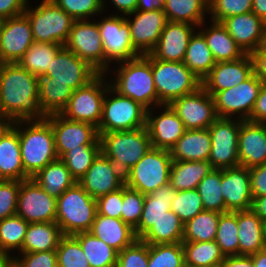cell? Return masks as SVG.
Segmentation results:
<instances>
[{
	"instance_id": "6da1fadb",
	"label": "cell",
	"mask_w": 266,
	"mask_h": 267,
	"mask_svg": "<svg viewBox=\"0 0 266 267\" xmlns=\"http://www.w3.org/2000/svg\"><path fill=\"white\" fill-rule=\"evenodd\" d=\"M39 78L18 63H3L0 70V102L12 122L39 118Z\"/></svg>"
},
{
	"instance_id": "7a4b0ae2",
	"label": "cell",
	"mask_w": 266,
	"mask_h": 267,
	"mask_svg": "<svg viewBox=\"0 0 266 267\" xmlns=\"http://www.w3.org/2000/svg\"><path fill=\"white\" fill-rule=\"evenodd\" d=\"M117 63V70L109 69L111 74H116L114 78H109L111 87L120 95L140 103L147 110L153 106L159 108L152 74V56L140 55Z\"/></svg>"
},
{
	"instance_id": "3957f363",
	"label": "cell",
	"mask_w": 266,
	"mask_h": 267,
	"mask_svg": "<svg viewBox=\"0 0 266 267\" xmlns=\"http://www.w3.org/2000/svg\"><path fill=\"white\" fill-rule=\"evenodd\" d=\"M17 132L24 173L28 178H33L47 164L59 158L51 123L45 117L17 121Z\"/></svg>"
},
{
	"instance_id": "277c9868",
	"label": "cell",
	"mask_w": 266,
	"mask_h": 267,
	"mask_svg": "<svg viewBox=\"0 0 266 267\" xmlns=\"http://www.w3.org/2000/svg\"><path fill=\"white\" fill-rule=\"evenodd\" d=\"M101 153L125 175L152 149L147 127L99 133Z\"/></svg>"
},
{
	"instance_id": "5b68a950",
	"label": "cell",
	"mask_w": 266,
	"mask_h": 267,
	"mask_svg": "<svg viewBox=\"0 0 266 267\" xmlns=\"http://www.w3.org/2000/svg\"><path fill=\"white\" fill-rule=\"evenodd\" d=\"M97 202L76 183L57 198L56 220L63 235L90 231Z\"/></svg>"
},
{
	"instance_id": "8992f818",
	"label": "cell",
	"mask_w": 266,
	"mask_h": 267,
	"mask_svg": "<svg viewBox=\"0 0 266 267\" xmlns=\"http://www.w3.org/2000/svg\"><path fill=\"white\" fill-rule=\"evenodd\" d=\"M152 74L158 96V106L197 91L199 79L184 62L158 60L152 57Z\"/></svg>"
},
{
	"instance_id": "52a82bcc",
	"label": "cell",
	"mask_w": 266,
	"mask_h": 267,
	"mask_svg": "<svg viewBox=\"0 0 266 267\" xmlns=\"http://www.w3.org/2000/svg\"><path fill=\"white\" fill-rule=\"evenodd\" d=\"M114 95V96H113ZM147 109L131 98L120 95L111 86L102 107L98 133L130 131L146 127Z\"/></svg>"
},
{
	"instance_id": "ba28073f",
	"label": "cell",
	"mask_w": 266,
	"mask_h": 267,
	"mask_svg": "<svg viewBox=\"0 0 266 267\" xmlns=\"http://www.w3.org/2000/svg\"><path fill=\"white\" fill-rule=\"evenodd\" d=\"M39 6L29 7L24 14L29 19L35 42L58 43L64 45L74 19L51 0H41Z\"/></svg>"
},
{
	"instance_id": "9c48e42d",
	"label": "cell",
	"mask_w": 266,
	"mask_h": 267,
	"mask_svg": "<svg viewBox=\"0 0 266 267\" xmlns=\"http://www.w3.org/2000/svg\"><path fill=\"white\" fill-rule=\"evenodd\" d=\"M172 158L168 150L152 148L125 174V185L143 195L169 183Z\"/></svg>"
},
{
	"instance_id": "30bf717a",
	"label": "cell",
	"mask_w": 266,
	"mask_h": 267,
	"mask_svg": "<svg viewBox=\"0 0 266 267\" xmlns=\"http://www.w3.org/2000/svg\"><path fill=\"white\" fill-rule=\"evenodd\" d=\"M107 74H98L87 85L73 91L66 107L60 113L62 116L85 122L99 127L102 115L103 100L107 89L111 86L107 82ZM104 77V78H103Z\"/></svg>"
},
{
	"instance_id": "8fae6325",
	"label": "cell",
	"mask_w": 266,
	"mask_h": 267,
	"mask_svg": "<svg viewBox=\"0 0 266 267\" xmlns=\"http://www.w3.org/2000/svg\"><path fill=\"white\" fill-rule=\"evenodd\" d=\"M97 24L105 52V74L109 75V65L113 62L131 60L140 56L132 45L130 27L125 16L119 13L109 17L104 16L97 21Z\"/></svg>"
},
{
	"instance_id": "7c38bea8",
	"label": "cell",
	"mask_w": 266,
	"mask_h": 267,
	"mask_svg": "<svg viewBox=\"0 0 266 267\" xmlns=\"http://www.w3.org/2000/svg\"><path fill=\"white\" fill-rule=\"evenodd\" d=\"M245 120L217 118L208 128L211 136L209 163L213 169L239 166L238 139L241 124Z\"/></svg>"
},
{
	"instance_id": "4fadbf2b",
	"label": "cell",
	"mask_w": 266,
	"mask_h": 267,
	"mask_svg": "<svg viewBox=\"0 0 266 267\" xmlns=\"http://www.w3.org/2000/svg\"><path fill=\"white\" fill-rule=\"evenodd\" d=\"M75 20L63 45L86 61L99 74H105V52L96 20Z\"/></svg>"
},
{
	"instance_id": "5bb4252c",
	"label": "cell",
	"mask_w": 266,
	"mask_h": 267,
	"mask_svg": "<svg viewBox=\"0 0 266 267\" xmlns=\"http://www.w3.org/2000/svg\"><path fill=\"white\" fill-rule=\"evenodd\" d=\"M262 83L253 74L237 86L216 92L212 97L218 117L236 118L238 116V119L247 120L253 110Z\"/></svg>"
},
{
	"instance_id": "9a60e30c",
	"label": "cell",
	"mask_w": 266,
	"mask_h": 267,
	"mask_svg": "<svg viewBox=\"0 0 266 267\" xmlns=\"http://www.w3.org/2000/svg\"><path fill=\"white\" fill-rule=\"evenodd\" d=\"M169 105L188 130L207 129L218 118L214 99L203 87L173 100Z\"/></svg>"
},
{
	"instance_id": "2e32d148",
	"label": "cell",
	"mask_w": 266,
	"mask_h": 267,
	"mask_svg": "<svg viewBox=\"0 0 266 267\" xmlns=\"http://www.w3.org/2000/svg\"><path fill=\"white\" fill-rule=\"evenodd\" d=\"M57 199L32 178L20 181L16 215L28 223L55 222Z\"/></svg>"
},
{
	"instance_id": "e0dca14e",
	"label": "cell",
	"mask_w": 266,
	"mask_h": 267,
	"mask_svg": "<svg viewBox=\"0 0 266 267\" xmlns=\"http://www.w3.org/2000/svg\"><path fill=\"white\" fill-rule=\"evenodd\" d=\"M45 118L51 123L59 158L80 145H100L98 129L94 125L70 120L60 113Z\"/></svg>"
},
{
	"instance_id": "ac0fdd59",
	"label": "cell",
	"mask_w": 266,
	"mask_h": 267,
	"mask_svg": "<svg viewBox=\"0 0 266 267\" xmlns=\"http://www.w3.org/2000/svg\"><path fill=\"white\" fill-rule=\"evenodd\" d=\"M98 74L86 61L63 46L52 59L44 76L51 77V82L65 83L75 91L87 85Z\"/></svg>"
},
{
	"instance_id": "d6986e66",
	"label": "cell",
	"mask_w": 266,
	"mask_h": 267,
	"mask_svg": "<svg viewBox=\"0 0 266 267\" xmlns=\"http://www.w3.org/2000/svg\"><path fill=\"white\" fill-rule=\"evenodd\" d=\"M33 42L31 25L25 14L1 20L0 58L3 63H18Z\"/></svg>"
},
{
	"instance_id": "ffe728a7",
	"label": "cell",
	"mask_w": 266,
	"mask_h": 267,
	"mask_svg": "<svg viewBox=\"0 0 266 267\" xmlns=\"http://www.w3.org/2000/svg\"><path fill=\"white\" fill-rule=\"evenodd\" d=\"M132 15L133 19L128 18ZM125 18L130 27V37L134 49L140 55L149 54L159 41L167 23L164 11H135L127 14Z\"/></svg>"
},
{
	"instance_id": "44dd1931",
	"label": "cell",
	"mask_w": 266,
	"mask_h": 267,
	"mask_svg": "<svg viewBox=\"0 0 266 267\" xmlns=\"http://www.w3.org/2000/svg\"><path fill=\"white\" fill-rule=\"evenodd\" d=\"M77 183L97 200L122 188L125 185V175L109 158L100 153Z\"/></svg>"
},
{
	"instance_id": "7402d4cb",
	"label": "cell",
	"mask_w": 266,
	"mask_h": 267,
	"mask_svg": "<svg viewBox=\"0 0 266 267\" xmlns=\"http://www.w3.org/2000/svg\"><path fill=\"white\" fill-rule=\"evenodd\" d=\"M254 74L250 54L233 61L216 62L210 73L202 80V87L213 96L216 92L232 88Z\"/></svg>"
},
{
	"instance_id": "603a6c76",
	"label": "cell",
	"mask_w": 266,
	"mask_h": 267,
	"mask_svg": "<svg viewBox=\"0 0 266 267\" xmlns=\"http://www.w3.org/2000/svg\"><path fill=\"white\" fill-rule=\"evenodd\" d=\"M161 107L164 110L156 116L153 115L154 107L153 110H147L146 127L152 148L170 151L186 129L170 105L164 104Z\"/></svg>"
},
{
	"instance_id": "cb8c5ba5",
	"label": "cell",
	"mask_w": 266,
	"mask_h": 267,
	"mask_svg": "<svg viewBox=\"0 0 266 267\" xmlns=\"http://www.w3.org/2000/svg\"><path fill=\"white\" fill-rule=\"evenodd\" d=\"M195 28L198 27L190 23L167 21L159 41L149 54L158 60L183 62Z\"/></svg>"
},
{
	"instance_id": "d4e9b609",
	"label": "cell",
	"mask_w": 266,
	"mask_h": 267,
	"mask_svg": "<svg viewBox=\"0 0 266 267\" xmlns=\"http://www.w3.org/2000/svg\"><path fill=\"white\" fill-rule=\"evenodd\" d=\"M221 187L227 212L251 209L253 196L249 168L237 166L222 169Z\"/></svg>"
},
{
	"instance_id": "484cf974",
	"label": "cell",
	"mask_w": 266,
	"mask_h": 267,
	"mask_svg": "<svg viewBox=\"0 0 266 267\" xmlns=\"http://www.w3.org/2000/svg\"><path fill=\"white\" fill-rule=\"evenodd\" d=\"M239 166L251 168L266 163V124L244 121L238 139Z\"/></svg>"
},
{
	"instance_id": "4316f807",
	"label": "cell",
	"mask_w": 266,
	"mask_h": 267,
	"mask_svg": "<svg viewBox=\"0 0 266 267\" xmlns=\"http://www.w3.org/2000/svg\"><path fill=\"white\" fill-rule=\"evenodd\" d=\"M221 24L246 54L262 45L265 22L253 12L228 17Z\"/></svg>"
},
{
	"instance_id": "83f0119b",
	"label": "cell",
	"mask_w": 266,
	"mask_h": 267,
	"mask_svg": "<svg viewBox=\"0 0 266 267\" xmlns=\"http://www.w3.org/2000/svg\"><path fill=\"white\" fill-rule=\"evenodd\" d=\"M22 163L17 121L0 138V180H26Z\"/></svg>"
},
{
	"instance_id": "f1b7e54d",
	"label": "cell",
	"mask_w": 266,
	"mask_h": 267,
	"mask_svg": "<svg viewBox=\"0 0 266 267\" xmlns=\"http://www.w3.org/2000/svg\"><path fill=\"white\" fill-rule=\"evenodd\" d=\"M177 190L170 183L159 187L151 194L145 195L143 212L138 226L134 229L137 239H140L157 220L171 210V203L176 198Z\"/></svg>"
},
{
	"instance_id": "f546056e",
	"label": "cell",
	"mask_w": 266,
	"mask_h": 267,
	"mask_svg": "<svg viewBox=\"0 0 266 267\" xmlns=\"http://www.w3.org/2000/svg\"><path fill=\"white\" fill-rule=\"evenodd\" d=\"M169 152L173 161H208L211 152L209 129H186Z\"/></svg>"
},
{
	"instance_id": "4dcf8cb0",
	"label": "cell",
	"mask_w": 266,
	"mask_h": 267,
	"mask_svg": "<svg viewBox=\"0 0 266 267\" xmlns=\"http://www.w3.org/2000/svg\"><path fill=\"white\" fill-rule=\"evenodd\" d=\"M89 232L117 252L131 245L137 239L134 229L121 219L107 217L98 213H96Z\"/></svg>"
},
{
	"instance_id": "1f68e13d",
	"label": "cell",
	"mask_w": 266,
	"mask_h": 267,
	"mask_svg": "<svg viewBox=\"0 0 266 267\" xmlns=\"http://www.w3.org/2000/svg\"><path fill=\"white\" fill-rule=\"evenodd\" d=\"M239 255L265 249L263 221L250 209L237 211Z\"/></svg>"
},
{
	"instance_id": "d6a6232c",
	"label": "cell",
	"mask_w": 266,
	"mask_h": 267,
	"mask_svg": "<svg viewBox=\"0 0 266 267\" xmlns=\"http://www.w3.org/2000/svg\"><path fill=\"white\" fill-rule=\"evenodd\" d=\"M210 25L200 29V32L204 35L215 62L233 61L246 55L220 22L211 21Z\"/></svg>"
},
{
	"instance_id": "836d02e7",
	"label": "cell",
	"mask_w": 266,
	"mask_h": 267,
	"mask_svg": "<svg viewBox=\"0 0 266 267\" xmlns=\"http://www.w3.org/2000/svg\"><path fill=\"white\" fill-rule=\"evenodd\" d=\"M63 236L56 222L29 223L19 253L56 250Z\"/></svg>"
},
{
	"instance_id": "e575fe53",
	"label": "cell",
	"mask_w": 266,
	"mask_h": 267,
	"mask_svg": "<svg viewBox=\"0 0 266 267\" xmlns=\"http://www.w3.org/2000/svg\"><path fill=\"white\" fill-rule=\"evenodd\" d=\"M39 118L61 113L73 90L65 83L51 82V77H39Z\"/></svg>"
},
{
	"instance_id": "d590c367",
	"label": "cell",
	"mask_w": 266,
	"mask_h": 267,
	"mask_svg": "<svg viewBox=\"0 0 266 267\" xmlns=\"http://www.w3.org/2000/svg\"><path fill=\"white\" fill-rule=\"evenodd\" d=\"M32 179L56 199L77 183L60 158L47 164Z\"/></svg>"
},
{
	"instance_id": "8d00e7d4",
	"label": "cell",
	"mask_w": 266,
	"mask_h": 267,
	"mask_svg": "<svg viewBox=\"0 0 266 267\" xmlns=\"http://www.w3.org/2000/svg\"><path fill=\"white\" fill-rule=\"evenodd\" d=\"M164 13L167 21L185 22L203 28L206 13H209V0H165Z\"/></svg>"
},
{
	"instance_id": "74e56055",
	"label": "cell",
	"mask_w": 266,
	"mask_h": 267,
	"mask_svg": "<svg viewBox=\"0 0 266 267\" xmlns=\"http://www.w3.org/2000/svg\"><path fill=\"white\" fill-rule=\"evenodd\" d=\"M212 170L209 161H172L169 183L177 191L196 189Z\"/></svg>"
},
{
	"instance_id": "f35d334b",
	"label": "cell",
	"mask_w": 266,
	"mask_h": 267,
	"mask_svg": "<svg viewBox=\"0 0 266 267\" xmlns=\"http://www.w3.org/2000/svg\"><path fill=\"white\" fill-rule=\"evenodd\" d=\"M197 31L189 40L183 62L202 81L210 73L216 62L204 35Z\"/></svg>"
},
{
	"instance_id": "ab89813d",
	"label": "cell",
	"mask_w": 266,
	"mask_h": 267,
	"mask_svg": "<svg viewBox=\"0 0 266 267\" xmlns=\"http://www.w3.org/2000/svg\"><path fill=\"white\" fill-rule=\"evenodd\" d=\"M183 235V222L172 210H169L140 239L149 245L175 244L182 242Z\"/></svg>"
},
{
	"instance_id": "60d3db41",
	"label": "cell",
	"mask_w": 266,
	"mask_h": 267,
	"mask_svg": "<svg viewBox=\"0 0 266 267\" xmlns=\"http://www.w3.org/2000/svg\"><path fill=\"white\" fill-rule=\"evenodd\" d=\"M73 236L79 241L90 267H116L118 252L114 248L89 231Z\"/></svg>"
},
{
	"instance_id": "b9f144b4",
	"label": "cell",
	"mask_w": 266,
	"mask_h": 267,
	"mask_svg": "<svg viewBox=\"0 0 266 267\" xmlns=\"http://www.w3.org/2000/svg\"><path fill=\"white\" fill-rule=\"evenodd\" d=\"M185 267H220L224 254L216 241L182 242Z\"/></svg>"
},
{
	"instance_id": "7bdbcfd3",
	"label": "cell",
	"mask_w": 266,
	"mask_h": 267,
	"mask_svg": "<svg viewBox=\"0 0 266 267\" xmlns=\"http://www.w3.org/2000/svg\"><path fill=\"white\" fill-rule=\"evenodd\" d=\"M62 47L58 43L33 42L18 64L39 78L47 73L52 59Z\"/></svg>"
},
{
	"instance_id": "ee69618b",
	"label": "cell",
	"mask_w": 266,
	"mask_h": 267,
	"mask_svg": "<svg viewBox=\"0 0 266 267\" xmlns=\"http://www.w3.org/2000/svg\"><path fill=\"white\" fill-rule=\"evenodd\" d=\"M221 214L206 210L198 213L194 218L184 224L182 242L214 241Z\"/></svg>"
},
{
	"instance_id": "f6af8a7d",
	"label": "cell",
	"mask_w": 266,
	"mask_h": 267,
	"mask_svg": "<svg viewBox=\"0 0 266 267\" xmlns=\"http://www.w3.org/2000/svg\"><path fill=\"white\" fill-rule=\"evenodd\" d=\"M29 223L18 215L0 220V257L11 258L10 251L22 249Z\"/></svg>"
},
{
	"instance_id": "bcb514c9",
	"label": "cell",
	"mask_w": 266,
	"mask_h": 267,
	"mask_svg": "<svg viewBox=\"0 0 266 267\" xmlns=\"http://www.w3.org/2000/svg\"><path fill=\"white\" fill-rule=\"evenodd\" d=\"M222 169H213L198 184L196 190L200 194L204 210L217 213H226L222 195Z\"/></svg>"
},
{
	"instance_id": "7dc6e473",
	"label": "cell",
	"mask_w": 266,
	"mask_h": 267,
	"mask_svg": "<svg viewBox=\"0 0 266 267\" xmlns=\"http://www.w3.org/2000/svg\"><path fill=\"white\" fill-rule=\"evenodd\" d=\"M215 241L224 256L239 255L237 212L220 215Z\"/></svg>"
},
{
	"instance_id": "c3c4849f",
	"label": "cell",
	"mask_w": 266,
	"mask_h": 267,
	"mask_svg": "<svg viewBox=\"0 0 266 267\" xmlns=\"http://www.w3.org/2000/svg\"><path fill=\"white\" fill-rule=\"evenodd\" d=\"M101 153L100 145H80V148L66 152L60 159L78 182Z\"/></svg>"
},
{
	"instance_id": "681fc988",
	"label": "cell",
	"mask_w": 266,
	"mask_h": 267,
	"mask_svg": "<svg viewBox=\"0 0 266 267\" xmlns=\"http://www.w3.org/2000/svg\"><path fill=\"white\" fill-rule=\"evenodd\" d=\"M148 267H185L182 242L149 245Z\"/></svg>"
},
{
	"instance_id": "f907efd6",
	"label": "cell",
	"mask_w": 266,
	"mask_h": 267,
	"mask_svg": "<svg viewBox=\"0 0 266 267\" xmlns=\"http://www.w3.org/2000/svg\"><path fill=\"white\" fill-rule=\"evenodd\" d=\"M58 267H90L79 241L73 235H64L56 249Z\"/></svg>"
},
{
	"instance_id": "816d5d0a",
	"label": "cell",
	"mask_w": 266,
	"mask_h": 267,
	"mask_svg": "<svg viewBox=\"0 0 266 267\" xmlns=\"http://www.w3.org/2000/svg\"><path fill=\"white\" fill-rule=\"evenodd\" d=\"M171 210L185 224L198 213L204 211L203 202L196 189L178 191L171 203Z\"/></svg>"
},
{
	"instance_id": "f5cc1de1",
	"label": "cell",
	"mask_w": 266,
	"mask_h": 267,
	"mask_svg": "<svg viewBox=\"0 0 266 267\" xmlns=\"http://www.w3.org/2000/svg\"><path fill=\"white\" fill-rule=\"evenodd\" d=\"M74 20H90L106 12L105 0H51ZM105 6V7H104Z\"/></svg>"
},
{
	"instance_id": "db71d44e",
	"label": "cell",
	"mask_w": 266,
	"mask_h": 267,
	"mask_svg": "<svg viewBox=\"0 0 266 267\" xmlns=\"http://www.w3.org/2000/svg\"><path fill=\"white\" fill-rule=\"evenodd\" d=\"M145 195L126 185L123 186V205L121 220L132 229L138 226L143 212Z\"/></svg>"
},
{
	"instance_id": "11a10c76",
	"label": "cell",
	"mask_w": 266,
	"mask_h": 267,
	"mask_svg": "<svg viewBox=\"0 0 266 267\" xmlns=\"http://www.w3.org/2000/svg\"><path fill=\"white\" fill-rule=\"evenodd\" d=\"M253 0H209L210 20L222 22L224 19L252 12Z\"/></svg>"
},
{
	"instance_id": "9f6ffc18",
	"label": "cell",
	"mask_w": 266,
	"mask_h": 267,
	"mask_svg": "<svg viewBox=\"0 0 266 267\" xmlns=\"http://www.w3.org/2000/svg\"><path fill=\"white\" fill-rule=\"evenodd\" d=\"M149 244L141 239H136L117 256L116 267H148Z\"/></svg>"
},
{
	"instance_id": "6f0895ef",
	"label": "cell",
	"mask_w": 266,
	"mask_h": 267,
	"mask_svg": "<svg viewBox=\"0 0 266 267\" xmlns=\"http://www.w3.org/2000/svg\"><path fill=\"white\" fill-rule=\"evenodd\" d=\"M20 181L0 180V220L16 215Z\"/></svg>"
},
{
	"instance_id": "680465c9",
	"label": "cell",
	"mask_w": 266,
	"mask_h": 267,
	"mask_svg": "<svg viewBox=\"0 0 266 267\" xmlns=\"http://www.w3.org/2000/svg\"><path fill=\"white\" fill-rule=\"evenodd\" d=\"M11 257L13 267H58L56 250L20 253Z\"/></svg>"
},
{
	"instance_id": "91938a15",
	"label": "cell",
	"mask_w": 266,
	"mask_h": 267,
	"mask_svg": "<svg viewBox=\"0 0 266 267\" xmlns=\"http://www.w3.org/2000/svg\"><path fill=\"white\" fill-rule=\"evenodd\" d=\"M97 213L111 218L121 219L123 205V187L119 190L99 197Z\"/></svg>"
},
{
	"instance_id": "94428289",
	"label": "cell",
	"mask_w": 266,
	"mask_h": 267,
	"mask_svg": "<svg viewBox=\"0 0 266 267\" xmlns=\"http://www.w3.org/2000/svg\"><path fill=\"white\" fill-rule=\"evenodd\" d=\"M253 198L266 195V163L249 168Z\"/></svg>"
},
{
	"instance_id": "6125c7cd",
	"label": "cell",
	"mask_w": 266,
	"mask_h": 267,
	"mask_svg": "<svg viewBox=\"0 0 266 267\" xmlns=\"http://www.w3.org/2000/svg\"><path fill=\"white\" fill-rule=\"evenodd\" d=\"M246 121L266 124V82L262 83V87L255 101L253 110Z\"/></svg>"
},
{
	"instance_id": "be15d7a7",
	"label": "cell",
	"mask_w": 266,
	"mask_h": 267,
	"mask_svg": "<svg viewBox=\"0 0 266 267\" xmlns=\"http://www.w3.org/2000/svg\"><path fill=\"white\" fill-rule=\"evenodd\" d=\"M29 0H0V20L24 14Z\"/></svg>"
},
{
	"instance_id": "e7e4bbea",
	"label": "cell",
	"mask_w": 266,
	"mask_h": 267,
	"mask_svg": "<svg viewBox=\"0 0 266 267\" xmlns=\"http://www.w3.org/2000/svg\"><path fill=\"white\" fill-rule=\"evenodd\" d=\"M253 62L254 74L262 81L266 82V49L259 46L250 53Z\"/></svg>"
},
{
	"instance_id": "03108f58",
	"label": "cell",
	"mask_w": 266,
	"mask_h": 267,
	"mask_svg": "<svg viewBox=\"0 0 266 267\" xmlns=\"http://www.w3.org/2000/svg\"><path fill=\"white\" fill-rule=\"evenodd\" d=\"M220 267H254V264L251 255H233L225 256Z\"/></svg>"
},
{
	"instance_id": "003e7915",
	"label": "cell",
	"mask_w": 266,
	"mask_h": 267,
	"mask_svg": "<svg viewBox=\"0 0 266 267\" xmlns=\"http://www.w3.org/2000/svg\"><path fill=\"white\" fill-rule=\"evenodd\" d=\"M110 4H114V8L118 10L123 16L136 11L138 0H109Z\"/></svg>"
},
{
	"instance_id": "a7ac6f4b",
	"label": "cell",
	"mask_w": 266,
	"mask_h": 267,
	"mask_svg": "<svg viewBox=\"0 0 266 267\" xmlns=\"http://www.w3.org/2000/svg\"><path fill=\"white\" fill-rule=\"evenodd\" d=\"M165 0H138L136 11H164Z\"/></svg>"
},
{
	"instance_id": "89a4df30",
	"label": "cell",
	"mask_w": 266,
	"mask_h": 267,
	"mask_svg": "<svg viewBox=\"0 0 266 267\" xmlns=\"http://www.w3.org/2000/svg\"><path fill=\"white\" fill-rule=\"evenodd\" d=\"M251 210L262 220H266V195L252 199Z\"/></svg>"
},
{
	"instance_id": "2644e50d",
	"label": "cell",
	"mask_w": 266,
	"mask_h": 267,
	"mask_svg": "<svg viewBox=\"0 0 266 267\" xmlns=\"http://www.w3.org/2000/svg\"><path fill=\"white\" fill-rule=\"evenodd\" d=\"M252 12L266 23V0H253Z\"/></svg>"
},
{
	"instance_id": "8c879c8a",
	"label": "cell",
	"mask_w": 266,
	"mask_h": 267,
	"mask_svg": "<svg viewBox=\"0 0 266 267\" xmlns=\"http://www.w3.org/2000/svg\"><path fill=\"white\" fill-rule=\"evenodd\" d=\"M254 267H266V248L252 254Z\"/></svg>"
},
{
	"instance_id": "753ad0ef",
	"label": "cell",
	"mask_w": 266,
	"mask_h": 267,
	"mask_svg": "<svg viewBox=\"0 0 266 267\" xmlns=\"http://www.w3.org/2000/svg\"><path fill=\"white\" fill-rule=\"evenodd\" d=\"M13 124L11 120L7 118H0V138L4 132Z\"/></svg>"
},
{
	"instance_id": "34e18365",
	"label": "cell",
	"mask_w": 266,
	"mask_h": 267,
	"mask_svg": "<svg viewBox=\"0 0 266 267\" xmlns=\"http://www.w3.org/2000/svg\"><path fill=\"white\" fill-rule=\"evenodd\" d=\"M0 267H13L11 258H1L0 257Z\"/></svg>"
},
{
	"instance_id": "11e5206c",
	"label": "cell",
	"mask_w": 266,
	"mask_h": 267,
	"mask_svg": "<svg viewBox=\"0 0 266 267\" xmlns=\"http://www.w3.org/2000/svg\"><path fill=\"white\" fill-rule=\"evenodd\" d=\"M261 46L266 49V23H265V27H264L263 42H262Z\"/></svg>"
},
{
	"instance_id": "2a66077c",
	"label": "cell",
	"mask_w": 266,
	"mask_h": 267,
	"mask_svg": "<svg viewBox=\"0 0 266 267\" xmlns=\"http://www.w3.org/2000/svg\"><path fill=\"white\" fill-rule=\"evenodd\" d=\"M263 228H264V242L266 247V220L263 221Z\"/></svg>"
},
{
	"instance_id": "b9fcfbb0",
	"label": "cell",
	"mask_w": 266,
	"mask_h": 267,
	"mask_svg": "<svg viewBox=\"0 0 266 267\" xmlns=\"http://www.w3.org/2000/svg\"><path fill=\"white\" fill-rule=\"evenodd\" d=\"M0 118H6V117L4 116L3 109H2V107H1V102H0Z\"/></svg>"
},
{
	"instance_id": "09005b40",
	"label": "cell",
	"mask_w": 266,
	"mask_h": 267,
	"mask_svg": "<svg viewBox=\"0 0 266 267\" xmlns=\"http://www.w3.org/2000/svg\"><path fill=\"white\" fill-rule=\"evenodd\" d=\"M2 65H3V62H2V60L0 58V70H1Z\"/></svg>"
}]
</instances>
